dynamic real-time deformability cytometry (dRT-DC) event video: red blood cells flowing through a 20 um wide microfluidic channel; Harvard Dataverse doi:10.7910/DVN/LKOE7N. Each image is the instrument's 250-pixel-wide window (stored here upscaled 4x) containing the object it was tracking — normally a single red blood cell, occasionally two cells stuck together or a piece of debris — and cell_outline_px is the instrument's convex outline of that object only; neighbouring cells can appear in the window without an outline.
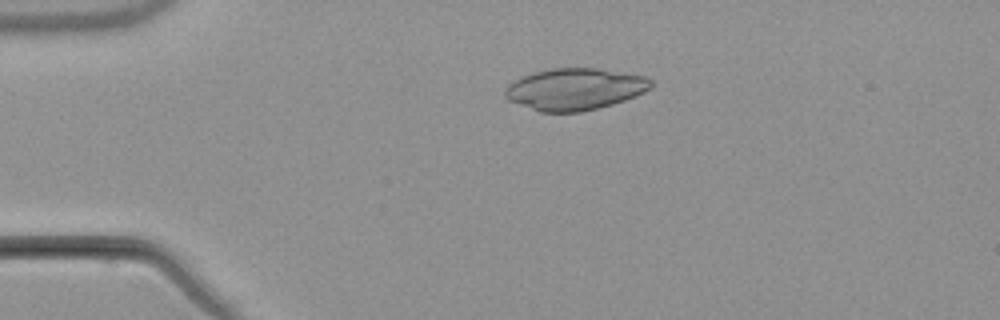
{"species": "common noctule bat (a hibernating species)", "species_latin": "Nyctalus noctula", "temperature_condition": "warm", "stored_images_in_passage": 4, "camera_frame_rate_fps": 3000, "um_per_image_px": 0.085, "animal": {"sex": "male", "body_mass_g": 21.5, "forearm_length_mm": 52.0}, "frame": {"image": 1, "passage_image": 3, "time_ms": 2.333, "image_size_px": [1000, 320], "cell_outline_px": [[652, 84], [644, 92], [636, 96], [612, 104], [580, 112], [540, 112], [508, 100], [504, 96], [504, 88], [508, 84], [532, 72], [552, 68], [596, 68], [644, 76], [652, 80]], "centroid_in_image_um": [48.82, 7.57], "position_along_channel_um": 36.2, "area_um2": 35.32}}